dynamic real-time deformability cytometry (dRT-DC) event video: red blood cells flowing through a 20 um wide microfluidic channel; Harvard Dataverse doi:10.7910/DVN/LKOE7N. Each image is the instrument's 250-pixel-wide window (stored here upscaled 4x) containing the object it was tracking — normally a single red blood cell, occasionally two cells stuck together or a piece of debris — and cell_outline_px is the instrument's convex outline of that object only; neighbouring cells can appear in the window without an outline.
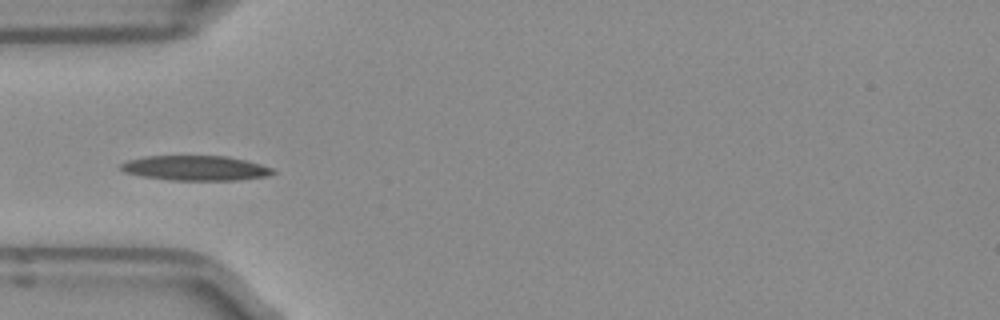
{"species": "Egyptian fruit bat (a non-hibernating species)", "species_latin": "Rousettus aegyptiacus", "temperature_condition": "room temperature", "stored_images_in_passage": 32, "camera_frame_rate_fps": 3000, "um_per_image_px": 0.085, "frame": {"image": 1, "passage_image": 5, "time_ms": 1.333, "image_size_px": [1000, 320], "cell_outline_px": [[276, 172], [264, 176], [236, 180], [172, 180], [140, 176], [124, 172], [120, 168], [120, 164], [128, 160], [144, 156], [228, 156], [260, 164], [272, 168]], "centroid_in_image_um": [16.57, 14.28], "position_along_channel_um": 68.4, "area_um2": 21.91}}
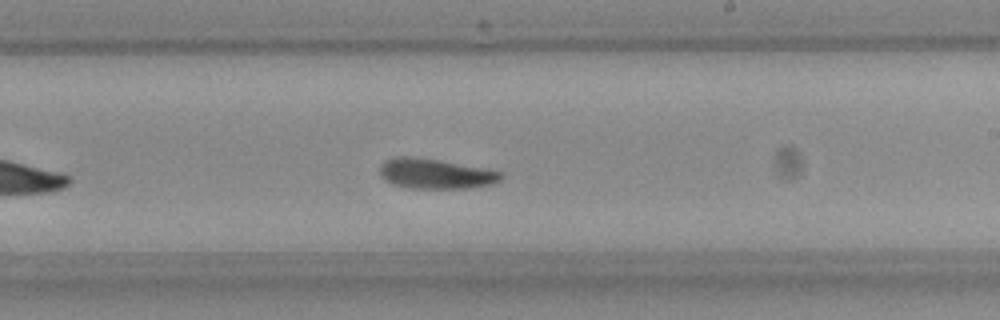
{"frame": {"image": 2, "passage_image": 19, "time_ms": 6.0, "image_size_px": [1000, 320], "cell_outline_px": [[504, 176], [500, 180], [492, 184], [468, 188], [408, 188], [392, 184], [384, 180], [380, 176], [380, 164], [384, 160], [396, 156], [408, 156], [440, 160], [488, 168], [504, 172]], "centroid_in_image_um": [37.02, 14.76], "position_along_channel_um": 252.0, "area_um2": 21.62}, "authors_computed_cell_mechanics": {"area_um2": 21.2993, "velocity_mm_per_s": 3.9254, "shape_relaxation_time_tau1_ms": 3.3437, "shape_relaxation_time_tau2_ms": 1.6617, "deformation_change_tau1": 0.1362, "deformation_change_tau2": 0.0726}}